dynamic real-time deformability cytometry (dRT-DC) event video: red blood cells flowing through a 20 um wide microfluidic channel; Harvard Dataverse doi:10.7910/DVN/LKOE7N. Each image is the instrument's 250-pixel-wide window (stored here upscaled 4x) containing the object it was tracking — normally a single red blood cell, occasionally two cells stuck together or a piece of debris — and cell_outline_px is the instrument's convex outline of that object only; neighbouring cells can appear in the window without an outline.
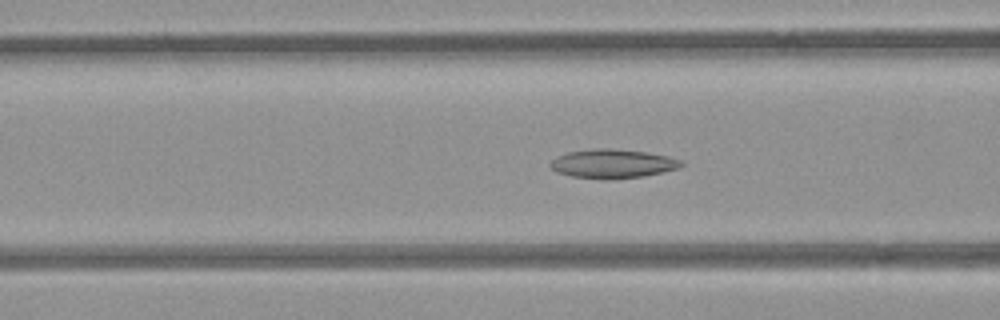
{"species": "common noctule bat (a hibernating species)", "species_latin": "Nyctalus noctula", "temperature_condition": "room temperature", "stored_images_in_passage": 38, "camera_frame_rate_fps": 3000, "um_per_image_px": 0.085, "animal": {"sex": "female", "body_mass_g": 21.9}, "frame": {"image": 1, "passage_image": 12, "time_ms": 3.667, "image_size_px": [1000, 320], "cell_outline_px": [[684, 164], [680, 168], [644, 176], [612, 180], [604, 180], [572, 176], [556, 172], [548, 164], [556, 156], [568, 152], [592, 148], [612, 148], [644, 152], [668, 156], [680, 160]], "centroid_in_image_um": [52.05, 13.92], "position_along_channel_um": 114.5, "area_um2": 22.31}}
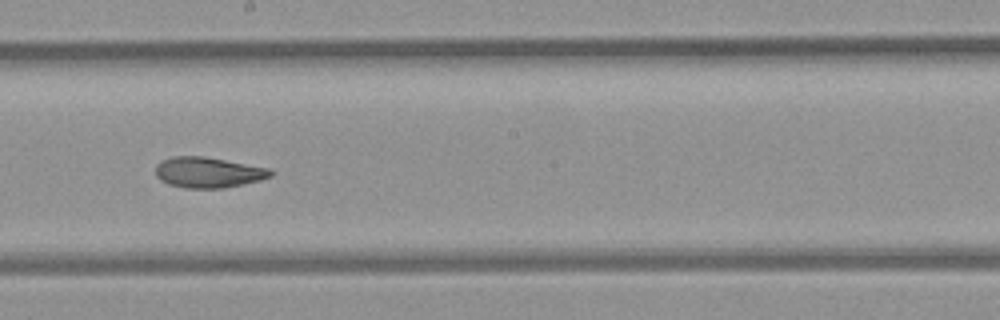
{"frame": {"image": 2, "passage_image": 21, "time_ms": 6.667, "image_size_px": [1000, 320], "cell_outline_px": [[276, 172], [272, 176], [260, 180], [224, 188], [184, 188], [168, 184], [160, 180], [156, 176], [156, 164], [172, 156], [204, 156], [268, 168]], "centroid_in_image_um": [17.69, 14.66], "position_along_channel_um": 230.5, "area_um2": 20.52}}
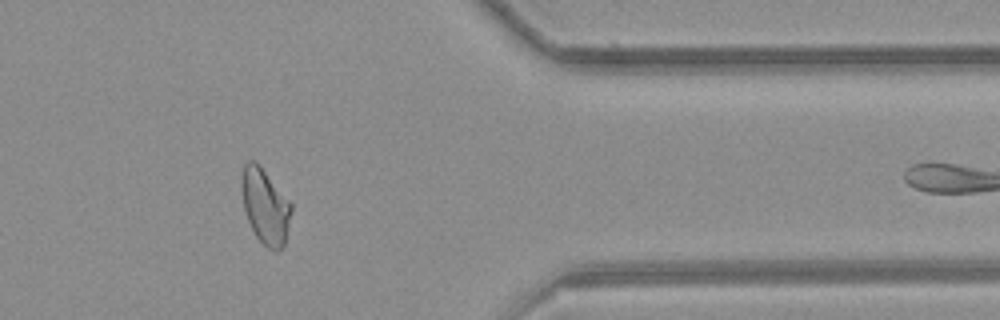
{"frame": {"image": 3, "passage_image": 35, "time_ms": 11.333, "image_size_px": [1000, 320], "cell_outline_px": [[292, 212], [284, 244], [276, 252], [268, 248], [256, 236], [248, 220], [244, 208], [240, 188], [244, 164], [248, 160], [256, 160], [260, 164], [292, 204]], "centroid_in_image_um": [22.54, 17.49], "position_along_channel_um": 388.9, "area_um2": 21.79}, "authors_computed_cell_mechanics": {"area_um2": 21.2704, "velocity_mm_per_s": 3.85, "shape_relaxation_time_tau1_ms": null, "shape_relaxation_time_tau2_ms": 3.2422, "deformation_change_tau1": null, "deformation_change_tau2": 0.0945}}